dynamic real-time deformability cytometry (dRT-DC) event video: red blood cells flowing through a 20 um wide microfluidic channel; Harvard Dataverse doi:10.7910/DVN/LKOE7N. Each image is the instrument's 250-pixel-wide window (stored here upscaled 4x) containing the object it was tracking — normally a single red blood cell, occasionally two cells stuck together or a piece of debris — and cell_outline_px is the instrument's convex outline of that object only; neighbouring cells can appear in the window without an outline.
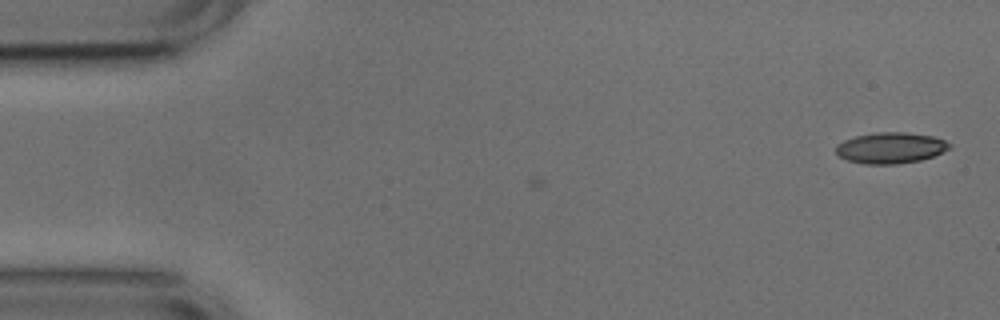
{"species": "common noctule bat (a hibernating species)", "species_latin": "Nyctalus noctula", "temperature_condition": "cold", "stored_images_in_passage": 2, "camera_frame_rate_fps": 3000, "um_per_image_px": 0.085, "animal": {"sex": "male", "body_mass_g": 17.9, "forearm_length_mm": 54.2}, "frame": {"image": 1, "passage_image": 2, "time_ms": 0.333, "image_size_px": [1000, 320], "cell_outline_px": [[952, 148], [932, 156], [920, 160], [896, 164], [864, 164], [848, 160], [840, 156], [836, 152], [836, 144], [844, 140], [856, 136], [876, 132], [904, 132], [932, 136], [944, 140], [952, 144]], "centroid_in_image_um": [75.71, 12.57], "position_along_channel_um": 9.3, "area_um2": 20.46}}